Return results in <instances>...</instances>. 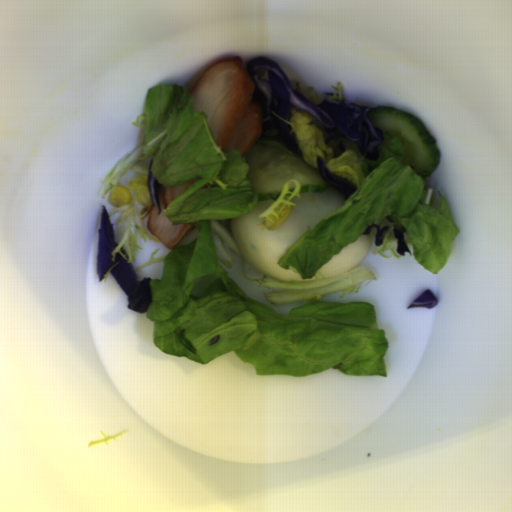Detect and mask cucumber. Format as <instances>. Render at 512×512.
Returning <instances> with one entry per match:
<instances>
[{"label":"cucumber","instance_id":"8b760119","mask_svg":"<svg viewBox=\"0 0 512 512\" xmlns=\"http://www.w3.org/2000/svg\"><path fill=\"white\" fill-rule=\"evenodd\" d=\"M245 161L249 166L247 178L259 202H274L290 180L300 182L301 197L306 192H323L331 187L323 180L319 169L288 151L280 136L262 134L246 153Z\"/></svg>","mask_w":512,"mask_h":512},{"label":"cucumber","instance_id":"586b57bf","mask_svg":"<svg viewBox=\"0 0 512 512\" xmlns=\"http://www.w3.org/2000/svg\"><path fill=\"white\" fill-rule=\"evenodd\" d=\"M365 117L382 133L388 131L403 143V163L416 174L430 176L440 164L437 142L418 117L387 105L369 108Z\"/></svg>","mask_w":512,"mask_h":512}]
</instances>
